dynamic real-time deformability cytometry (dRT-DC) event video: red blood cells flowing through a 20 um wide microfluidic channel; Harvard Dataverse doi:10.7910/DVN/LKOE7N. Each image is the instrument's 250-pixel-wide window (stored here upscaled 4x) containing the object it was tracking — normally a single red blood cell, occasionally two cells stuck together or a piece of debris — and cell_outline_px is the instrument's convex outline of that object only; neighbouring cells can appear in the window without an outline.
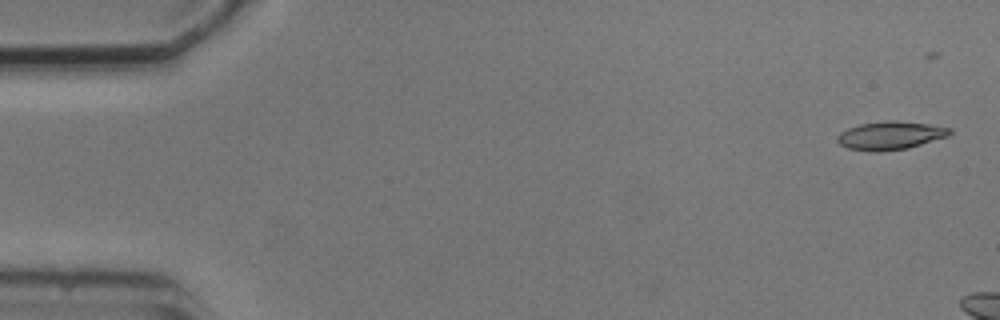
{"species": "common noctule bat (a hibernating species)", "species_latin": "Nyctalus noctula", "temperature_condition": "cold", "stored_images_in_passage": 3, "camera_frame_rate_fps": 3000, "um_per_image_px": 0.085, "animal": {"sex": "male", "body_mass_g": 20.5, "forearm_length_mm": 52.5}, "frame": {"image": 1, "passage_image": 1, "time_ms": 0.0, "image_size_px": [1000, 320], "cell_outline_px": [[952, 132], [948, 136], [908, 148], [880, 152], [868, 152], [848, 148], [840, 144], [836, 140], [836, 136], [840, 132], [848, 128], [860, 124], [888, 120], [896, 120], [928, 124], [952, 128]], "centroid_in_image_um": [75.66, 11.52], "position_along_channel_um": 9.3, "area_um2": 18.67}}